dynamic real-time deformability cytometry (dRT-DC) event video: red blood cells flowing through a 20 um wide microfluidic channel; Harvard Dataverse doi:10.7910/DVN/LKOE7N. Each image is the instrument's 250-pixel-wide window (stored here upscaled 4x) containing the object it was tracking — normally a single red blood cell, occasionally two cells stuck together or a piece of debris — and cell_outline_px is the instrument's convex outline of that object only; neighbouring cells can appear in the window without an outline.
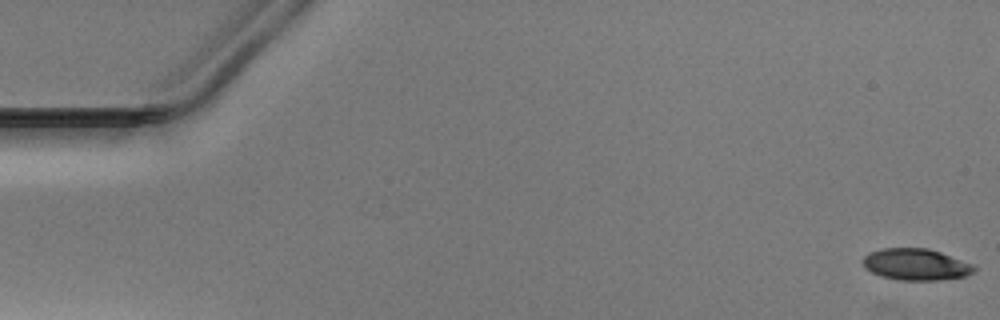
{"species": "Egyptian fruit bat (a non-hibernating species)", "species_latin": "Rousettus aegyptiacus", "temperature_condition": "warm", "stored_images_in_passage": 52, "camera_frame_rate_fps": 3000, "um_per_image_px": 0.085, "animal": {"sex": "male"}, "frame": {"image": 1, "passage_image": 1, "time_ms": 0.0, "image_size_px": [1000, 320], "cell_outline_px": [[976, 272], [964, 276], [940, 280], [900, 280], [880, 276], [864, 268], [860, 260], [868, 252], [884, 248], [928, 248], [940, 252], [972, 264], [976, 268]], "centroid_in_image_um": [77.81, 22.48], "position_along_channel_um": 7.2, "area_um2": 20.58}}
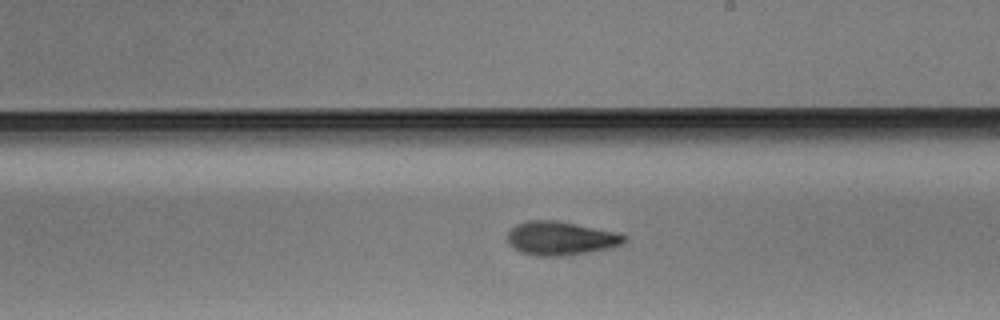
{"frame": {"image": 2, "passage_image": 30, "time_ms": 9.667, "image_size_px": [1000, 320], "cell_outline_px": [[628, 240], [620, 244], [608, 248], [564, 256], [536, 256], [520, 252], [512, 248], [508, 244], [508, 232], [516, 224], [528, 220], [560, 220], [620, 232], [628, 236]], "centroid_in_image_um": [47.67, 20.24], "position_along_channel_um": 241.3, "area_um2": 23.35}}
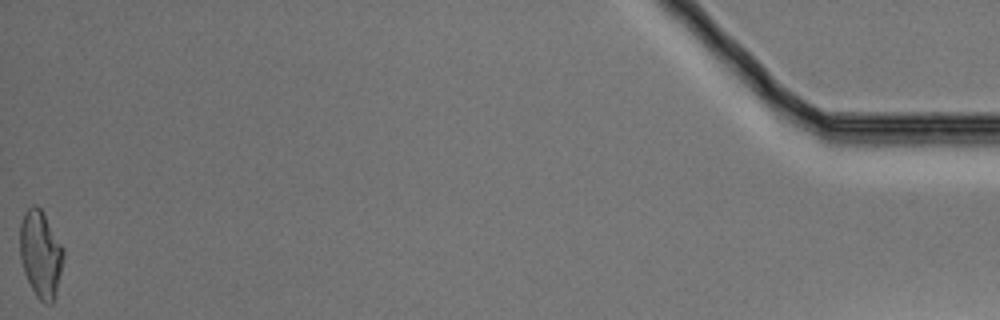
{"frame": {"image": 3, "passage_image": 52, "time_ms": 17.0, "image_size_px": [1000, 320], "cell_outline_px": [[64, 256], [56, 296], [52, 304], [44, 304], [36, 296], [24, 272], [20, 256], [20, 224], [24, 212], [32, 204], [36, 204], [40, 208], [64, 248]], "centroid_in_image_um": [3.46, 21.61], "position_along_channel_um": 431.7, "area_um2": 22.08}}